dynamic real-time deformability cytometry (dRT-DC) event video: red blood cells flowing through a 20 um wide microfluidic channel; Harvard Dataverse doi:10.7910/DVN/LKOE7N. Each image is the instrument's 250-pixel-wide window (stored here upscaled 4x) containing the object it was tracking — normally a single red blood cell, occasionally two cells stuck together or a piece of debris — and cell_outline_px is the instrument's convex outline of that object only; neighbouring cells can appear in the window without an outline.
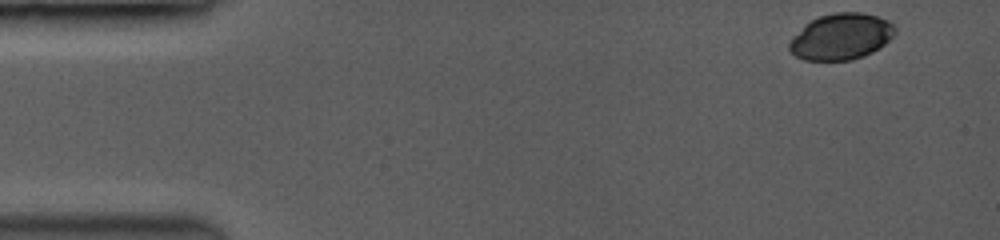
{"species": "common noctule bat (a hibernating species)", "species_latin": "Nyctalus noctula", "temperature_condition": "room temperature", "stored_images_in_passage": 39, "camera_frame_rate_fps": 3500, "um_per_image_px": 0.085, "animal": {"sex": "female", "body_mass_g": 19.0, "forearm_length_mm": 53.3}, "frame": {"image": 1, "passage_image": 1, "time_ms": 0.0, "image_size_px": [1000, 240], "cell_outline_px": [[896, 32], [884, 44], [872, 52], [848, 60], [804, 60], [796, 56], [788, 48], [788, 44], [812, 20], [820, 16], [836, 12], [860, 12], [876, 16], [892, 24]], "centroid_in_image_um": [71.5, 3.12], "position_along_channel_um": 13.5, "area_um2": 27.57}}
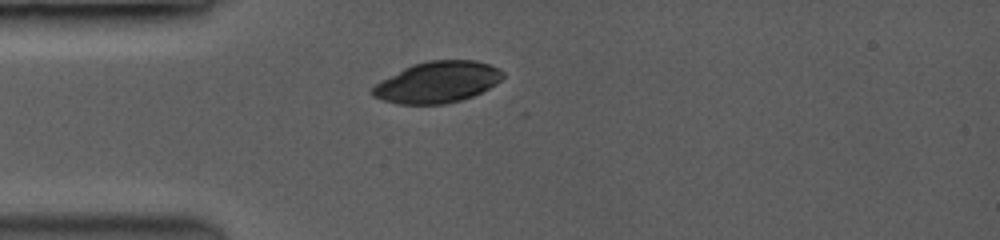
{"frame": {"image": 2, "passage_image": 10, "time_ms": 3.429, "image_size_px": [1000, 240], "cell_outline_px": [[504, 76], [500, 80], [488, 88], [472, 96], [460, 100], [444, 104], [400, 104], [384, 100], [372, 96], [372, 88], [376, 84], [404, 68], [412, 64], [432, 60], [472, 60], [488, 64], [504, 72]], "centroid_in_image_um": [37.18, 6.98], "position_along_channel_um": 47.8, "area_um2": 30.81}}
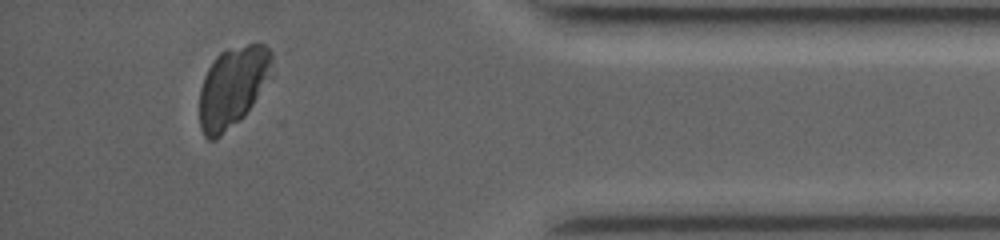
{"frame": {"image": 3, "passage_image": 35, "time_ms": 13.429, "image_size_px": [1000, 240], "cell_outline_px": [[272, 76], [244, 116], [240, 120], [216, 140], [208, 140], [204, 136], [200, 128], [200, 88], [204, 76], [208, 68], [216, 56], [220, 52], [228, 48], [248, 44], [264, 44], [272, 52]], "centroid_in_image_um": [19.78, 7.39], "position_along_channel_um": 415.4, "area_um2": 34.28}}